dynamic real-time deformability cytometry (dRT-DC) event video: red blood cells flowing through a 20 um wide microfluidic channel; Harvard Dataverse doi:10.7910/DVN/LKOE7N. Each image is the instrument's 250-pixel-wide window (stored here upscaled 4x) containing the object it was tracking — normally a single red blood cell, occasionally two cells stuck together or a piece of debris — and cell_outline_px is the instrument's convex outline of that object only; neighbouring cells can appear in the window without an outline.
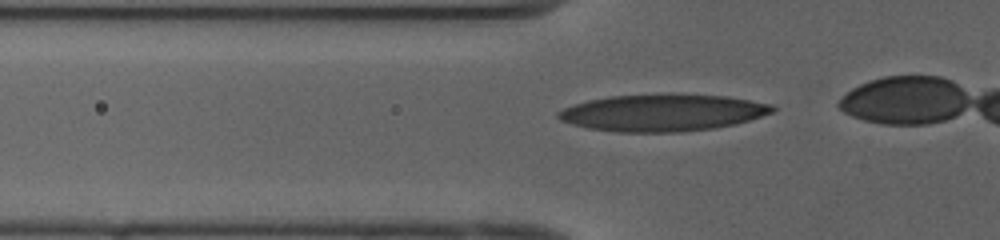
{"species": "human", "species_latin": "Homo sapiens", "temperature_condition": "cold", "stored_images_in_passage": 23, "camera_frame_rate_fps": 3000, "um_per_image_px": 0.085, "donor": {"sex": "female"}, "frame": {"image": 1, "passage_image": 11, "time_ms": 3.333, "image_size_px": [1000, 240], "cell_outline_px": [[776, 108], [772, 112], [736, 124], [712, 128], [676, 132], [620, 132], [588, 128], [572, 124], [560, 120], [556, 116], [556, 112], [572, 104], [588, 100], [608, 96], [668, 92], [672, 92], [728, 96], [772, 104]], "centroid_in_image_um": [56.29, 9.54], "position_along_channel_um": 69.5, "area_um2": 46.82}}
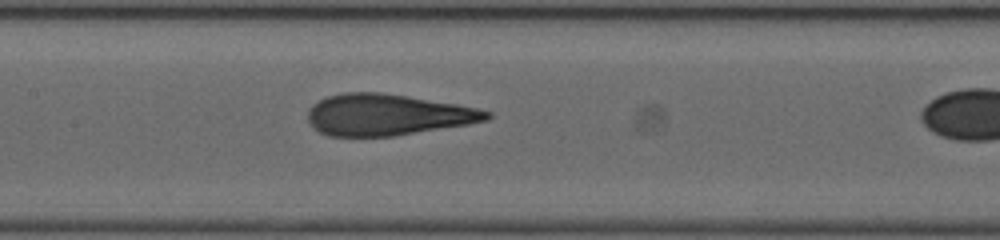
{"frame": {"image": 2, "passage_image": 19, "time_ms": 6.0, "image_size_px": [1000, 240], "cell_outline_px": [[492, 116], [488, 120], [468, 124], [392, 136], [328, 136], [320, 132], [308, 120], [308, 108], [312, 104], [328, 96], [344, 92], [380, 92], [408, 96], [456, 104], [476, 108], [492, 112]], "centroid_in_image_um": [32.92, 9.75], "position_along_channel_um": 174.5, "area_um2": 42.83}}
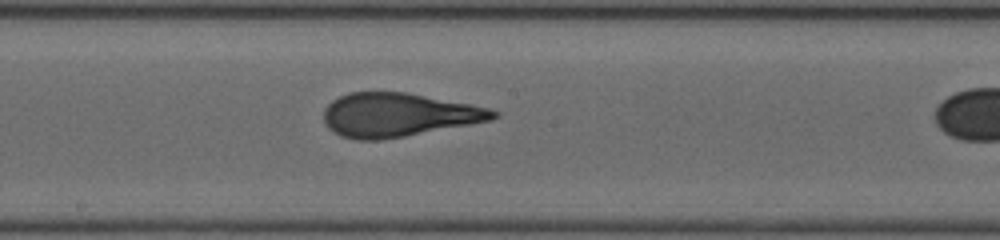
{"frame": {"image": 3, "passage_image": 22, "time_ms": 7.0, "image_size_px": [1000, 240], "cell_outline_px": [[500, 116], [492, 120], [472, 124], [404, 136], [380, 140], [356, 140], [340, 136], [332, 132], [324, 124], [324, 108], [332, 100], [348, 92], [408, 92], [488, 108], [500, 112]], "centroid_in_image_um": [33.83, 9.77], "position_along_channel_um": 214.4, "area_um2": 43.29}}